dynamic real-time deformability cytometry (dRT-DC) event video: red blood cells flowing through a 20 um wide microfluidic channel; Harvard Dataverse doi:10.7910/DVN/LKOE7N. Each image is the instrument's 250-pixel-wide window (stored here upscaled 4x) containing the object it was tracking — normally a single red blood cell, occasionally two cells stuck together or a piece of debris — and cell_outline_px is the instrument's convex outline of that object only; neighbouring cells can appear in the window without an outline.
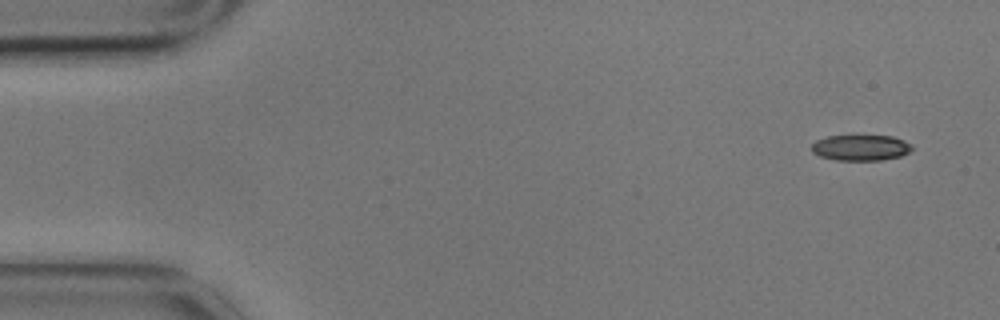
{"species": "common noctule bat (a hibernating species)", "species_latin": "Nyctalus noctula", "temperature_condition": "cold", "stored_images_in_passage": 5, "camera_frame_rate_fps": 3000, "um_per_image_px": 0.085, "animal": {"sex": "male", "body_mass_g": 17.9}, "frame": {"image": 1, "passage_image": 1, "time_ms": 0.0, "image_size_px": [1000, 320], "cell_outline_px": [[912, 148], [908, 152], [900, 156], [880, 160], [836, 160], [820, 156], [812, 152], [812, 144], [816, 140], [828, 136], [892, 136], [904, 140], [912, 144]], "centroid_in_image_um": [73.16, 12.55], "position_along_channel_um": 11.8, "area_um2": 14.97}}
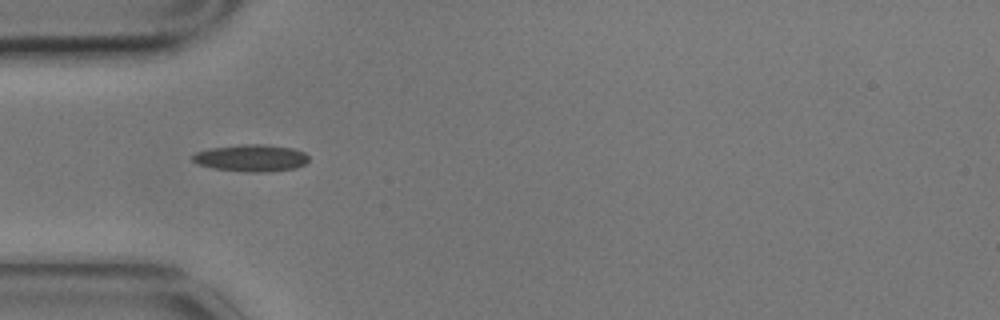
{"frame": {"image": 2, "passage_image": 5, "time_ms": 1.333, "image_size_px": [1000, 320], "cell_outline_px": [[308, 160], [304, 164], [296, 168], [268, 172], [252, 172], [212, 168], [200, 164], [192, 160], [192, 156], [196, 152], [208, 148], [240, 144], [268, 144], [292, 148], [304, 152], [308, 156]], "centroid_in_image_um": [21.36, 13.42], "position_along_channel_um": 63.6, "area_um2": 18.32}}